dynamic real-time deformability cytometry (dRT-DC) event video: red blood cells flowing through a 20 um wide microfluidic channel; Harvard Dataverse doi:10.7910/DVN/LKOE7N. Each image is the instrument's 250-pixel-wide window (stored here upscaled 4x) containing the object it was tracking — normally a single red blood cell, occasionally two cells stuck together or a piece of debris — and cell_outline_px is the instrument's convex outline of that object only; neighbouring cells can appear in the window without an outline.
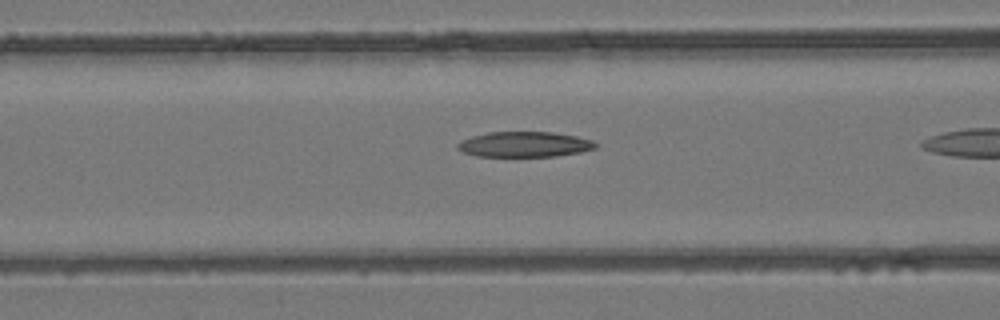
{"species": "common noctule bat (a hibernating species)", "species_latin": "Nyctalus noctula", "temperature_condition": "room temperature", "stored_images_in_passage": 7, "camera_frame_rate_fps": 3000, "um_per_image_px": 0.085, "animal": {"sex": "female", "body_mass_g": 24.6, "forearm_length_mm": 56.2}, "frame": {"image": 1, "passage_image": 6, "time_ms": 1.667, "image_size_px": [1000, 320], "cell_outline_px": [[596, 148], [580, 152], [556, 156], [476, 156], [464, 152], [456, 148], [456, 144], [460, 140], [472, 136], [488, 132], [552, 132], [576, 136], [592, 140], [596, 144]], "centroid_in_image_um": [44.55, 12.27], "position_along_channel_um": 122.1, "area_um2": 20.35}}